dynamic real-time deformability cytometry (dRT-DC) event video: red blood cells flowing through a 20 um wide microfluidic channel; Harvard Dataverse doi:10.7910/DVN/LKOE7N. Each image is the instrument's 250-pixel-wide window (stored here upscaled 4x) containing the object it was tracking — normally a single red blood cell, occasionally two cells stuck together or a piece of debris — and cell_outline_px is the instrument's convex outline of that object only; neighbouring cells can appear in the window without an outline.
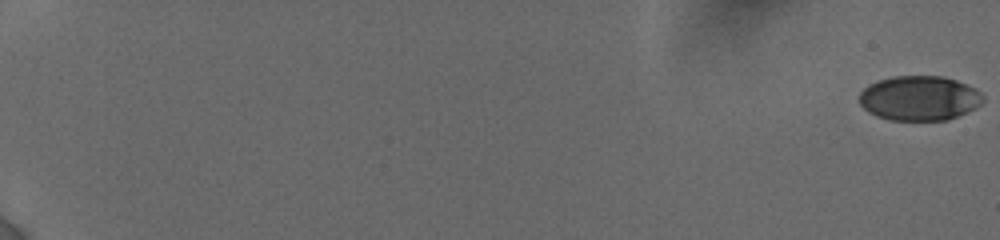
{"species": "human", "species_latin": "Homo sapiens", "temperature_condition": "cold", "stored_images_in_passage": 82, "camera_frame_rate_fps": 3000, "um_per_image_px": 0.085, "donor": {"sex": "female"}, "frame": {"image": 1, "passage_image": 1, "time_ms": 0.0, "image_size_px": [1000, 240], "cell_outline_px": [[984, 100], [980, 104], [948, 120], [892, 120], [876, 116], [864, 108], [860, 104], [860, 92], [868, 84], [880, 80], [896, 76], [940, 76], [956, 80], [976, 88], [984, 96]], "centroid_in_image_um": [78.14, 8.34], "position_along_channel_um": 6.9, "area_um2": 31.96}}
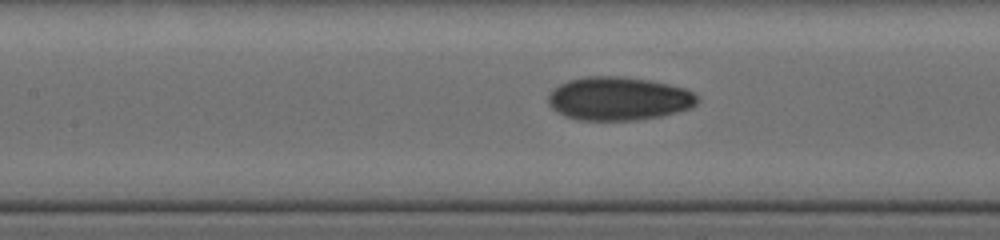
{"frame": {"image": 2, "passage_image": 50, "time_ms": 10.0, "image_size_px": [1000, 240], "cell_outline_px": [[700, 100], [692, 108], [660, 116], [636, 120], [580, 120], [564, 116], [552, 108], [548, 104], [548, 96], [560, 84], [568, 80], [588, 76], [620, 76], [652, 80], [684, 88], [692, 92]], "centroid_in_image_um": [52.6, 8.38], "position_along_channel_um": 154.8, "area_um2": 37.74}}
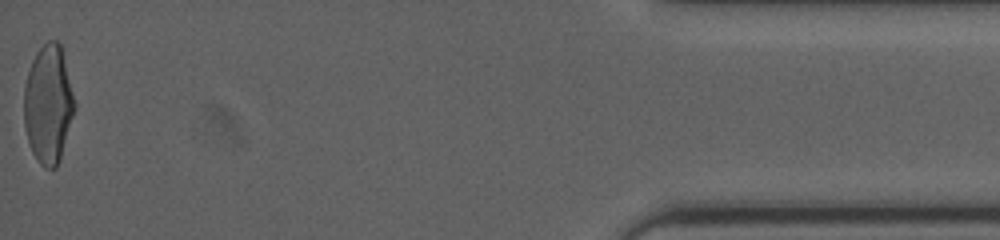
{"frame": {"image": 3, "passage_image": 81, "time_ms": 19.0, "image_size_px": [1000, 240], "cell_outline_px": [[76, 108], [60, 160], [56, 168], [44, 168], [36, 160], [32, 152], [24, 128], [24, 84], [32, 60], [36, 52], [48, 40], [56, 40], [60, 44], [76, 104]], "centroid_in_image_um": [4.1, 8.9], "position_along_channel_um": 431.1, "area_um2": 35.03}, "authors_computed_cell_mechanics": {"area_um2": 34.8534, "velocity_mm_per_s": 3.8521, "shape_relaxation_time_tau1_ms": 5.9651, "shape_relaxation_time_tau2_ms": 1.7119, "deformation_change_tau1": 0.1711, "deformation_change_tau2": 0.0597}}